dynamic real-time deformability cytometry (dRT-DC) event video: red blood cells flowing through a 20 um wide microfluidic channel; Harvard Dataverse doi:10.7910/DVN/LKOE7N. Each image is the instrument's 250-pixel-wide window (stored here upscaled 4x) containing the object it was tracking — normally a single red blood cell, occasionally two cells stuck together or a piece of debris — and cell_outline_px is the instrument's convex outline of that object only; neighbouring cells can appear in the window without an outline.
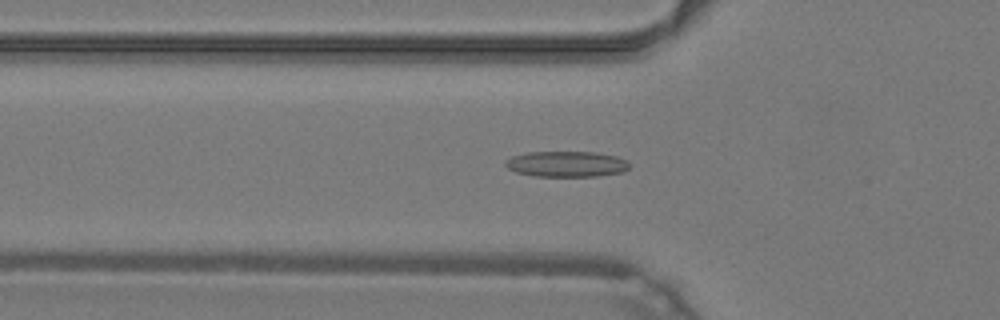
{"species": "common noctule bat (a hibernating species)", "species_latin": "Nyctalus noctula", "temperature_condition": "warm", "stored_images_in_passage": 43, "camera_frame_rate_fps": 3000, "um_per_image_px": 0.085, "animal": {"sex": "male", "body_mass_g": 19.2, "forearm_length_mm": 51.8}, "frame": {"image": 1, "passage_image": 17, "time_ms": 5.333, "image_size_px": [1000, 320], "cell_outline_px": [[628, 168], [624, 172], [596, 176], [536, 176], [516, 172], [508, 168], [504, 164], [504, 160], [512, 156], [528, 152], [596, 152], [616, 156], [628, 160]], "centroid_in_image_um": [48.15, 13.94], "position_along_channel_um": 77.7, "area_um2": 18.61}}
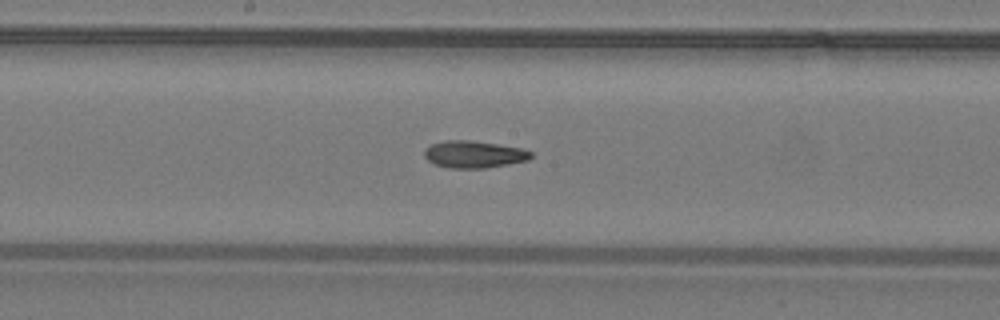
{"frame": {"image": 2, "passage_image": 26, "time_ms": 8.333, "image_size_px": [1000, 320], "cell_outline_px": [[532, 156], [528, 160], [508, 164], [484, 168], [448, 168], [436, 164], [428, 160], [424, 156], [424, 148], [432, 144], [444, 140], [468, 140], [524, 148], [532, 152]], "centroid_in_image_um": [40.28, 13.11], "position_along_channel_um": 207.9, "area_um2": 16.82}}
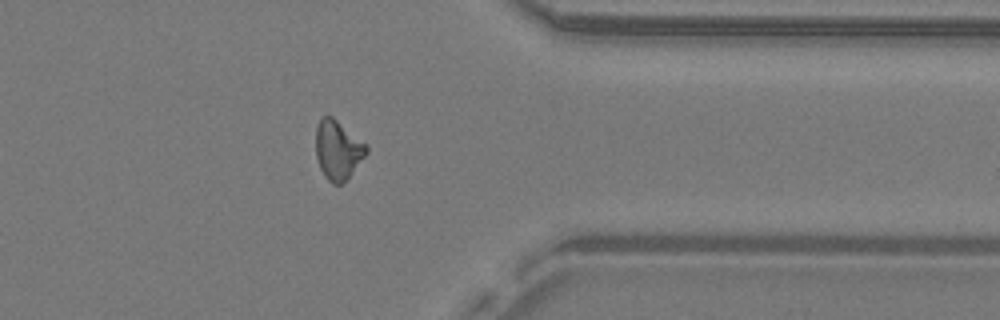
{"frame": {"image": 3, "passage_image": 39, "time_ms": 12.667, "image_size_px": [1000, 320], "cell_outline_px": [[368, 152], [348, 176], [340, 184], [332, 184], [324, 176], [320, 168], [316, 156], [316, 128], [320, 120], [324, 116], [332, 116], [368, 144]], "centroid_in_image_um": [28.72, 12.72], "position_along_channel_um": 382.7, "area_um2": 17.28}}